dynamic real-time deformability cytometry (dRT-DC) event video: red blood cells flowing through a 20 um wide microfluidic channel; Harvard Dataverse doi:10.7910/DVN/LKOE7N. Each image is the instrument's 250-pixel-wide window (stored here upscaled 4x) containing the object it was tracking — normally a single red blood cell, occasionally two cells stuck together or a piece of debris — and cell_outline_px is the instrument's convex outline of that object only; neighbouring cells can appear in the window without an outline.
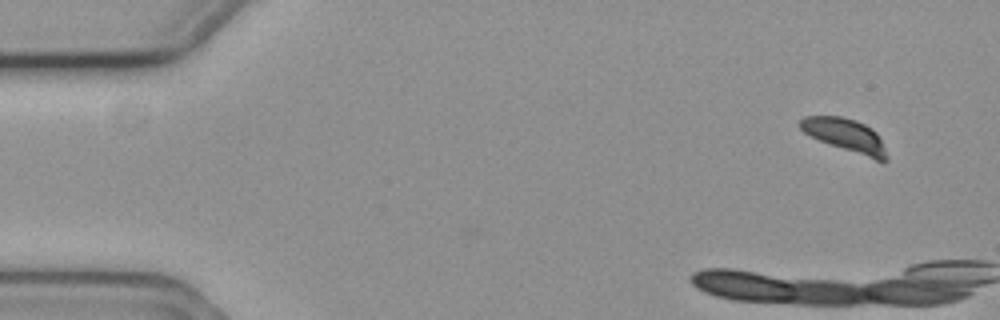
{"species": "common noctule bat (a hibernating species)", "species_latin": "Nyctalus noctula", "temperature_condition": "cold", "stored_images_in_passage": 4, "camera_frame_rate_fps": 3000, "um_per_image_px": 0.085, "animal": {"sex": "female", "body_mass_g": 19.3, "forearm_length_mm": 54.1}, "frame": {"image": 1, "passage_image": 1, "time_ms": 0.0, "image_size_px": [1000, 320], "cell_outline_px": [[888, 160], [876, 160], [828, 144], [804, 132], [800, 128], [800, 120], [804, 116], [840, 116], [856, 120], [872, 128], [876, 132], [888, 156]], "centroid_in_image_um": [71.85, 11.48], "position_along_channel_um": 13.1, "area_um2": 16.47}}